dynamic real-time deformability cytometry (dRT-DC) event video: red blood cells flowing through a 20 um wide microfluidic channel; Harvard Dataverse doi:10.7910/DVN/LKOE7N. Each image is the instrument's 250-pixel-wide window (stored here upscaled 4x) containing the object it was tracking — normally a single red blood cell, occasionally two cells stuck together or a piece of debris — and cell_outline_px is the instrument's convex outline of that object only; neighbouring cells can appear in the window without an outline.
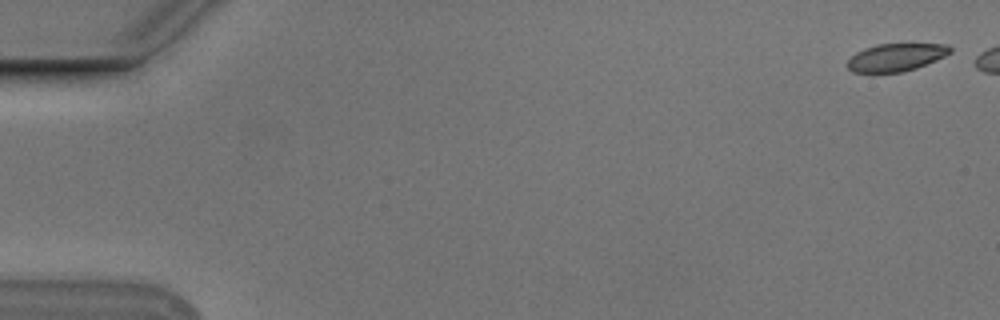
{"species": "Egyptian fruit bat (a non-hibernating species)", "species_latin": "Rousettus aegyptiacus", "temperature_condition": "cold", "stored_images_in_passage": 49, "camera_frame_rate_fps": 3000, "um_per_image_px": 0.085, "animal": {"sex": "male"}, "frame": {"image": 1, "passage_image": 2, "time_ms": 0.333, "image_size_px": [1000, 320], "cell_outline_px": [[952, 52], [936, 60], [916, 68], [900, 72], [852, 72], [844, 64], [856, 52], [864, 48], [876, 44], [948, 44], [952, 48]], "centroid_in_image_um": [76.14, 4.86], "position_along_channel_um": 8.9, "area_um2": 16.59}}
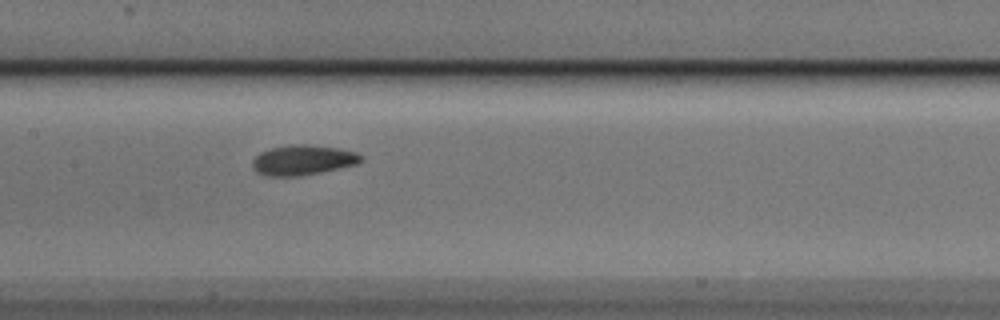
{"frame": {"image": 2, "passage_image": 28, "time_ms": 9.0, "image_size_px": [1000, 320], "cell_outline_px": [[364, 160], [356, 164], [320, 172], [296, 176], [268, 176], [256, 172], [252, 168], [252, 160], [260, 152], [272, 148], [292, 144], [304, 144], [336, 148], [356, 152], [364, 156]], "centroid_in_image_um": [25.73, 13.6], "position_along_channel_um": 181.7, "area_um2": 18.9}}
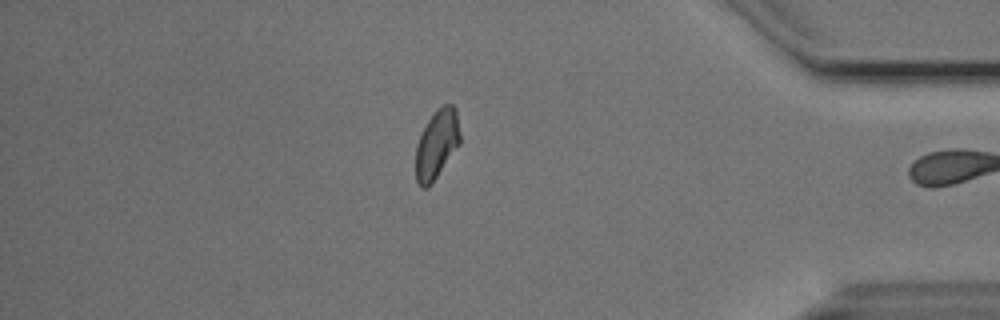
{"frame": {"image": 3, "passage_image": 48, "time_ms": 15.667, "image_size_px": [1000, 320], "cell_outline_px": [[460, 144], [428, 188], [424, 188], [416, 180], [416, 144], [428, 120], [436, 108], [444, 104], [452, 104], [456, 108], [460, 132]], "centroid_in_image_um": [37.14, 12.22], "position_along_channel_um": 398.1, "area_um2": 17.74}, "authors_computed_cell_mechanics": {"area_um2": 18.2648, "velocity_mm_per_s": 3.7447, "shape_relaxation_time_tau1_ms": 4.0079, "shape_relaxation_time_tau2_ms": 1.8864, "deformation_change_tau1": 0.1228, "deformation_change_tau2": 0.0726}}